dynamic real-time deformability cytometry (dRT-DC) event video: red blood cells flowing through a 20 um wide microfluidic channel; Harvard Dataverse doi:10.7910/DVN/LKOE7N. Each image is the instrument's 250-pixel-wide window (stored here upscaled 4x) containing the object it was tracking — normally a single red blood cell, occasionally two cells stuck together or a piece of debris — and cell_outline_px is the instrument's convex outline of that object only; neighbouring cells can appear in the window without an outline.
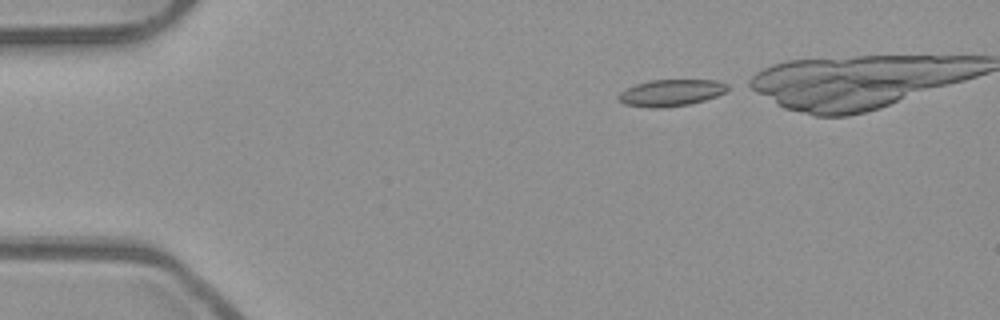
{"species": "common noctule bat (a hibernating species)", "species_latin": "Nyctalus noctula", "temperature_condition": "room temperature", "stored_images_in_passage": 34, "camera_frame_rate_fps": 3000, "um_per_image_px": 0.085, "animal": {"sex": "male", "body_mass_g": 23.1, "forearm_length_mm": 52.7}, "frame": {"image": 1, "passage_image": 1, "time_ms": 0.0, "image_size_px": [1000, 320], "cell_outline_px": [[728, 88], [724, 92], [716, 96], [704, 100], [688, 104], [660, 108], [652, 108], [624, 104], [616, 100], [616, 96], [620, 92], [636, 84], [652, 80], [716, 80], [728, 84]], "centroid_in_image_um": [57.0, 7.89], "position_along_channel_um": 28.0, "area_um2": 16.88}}
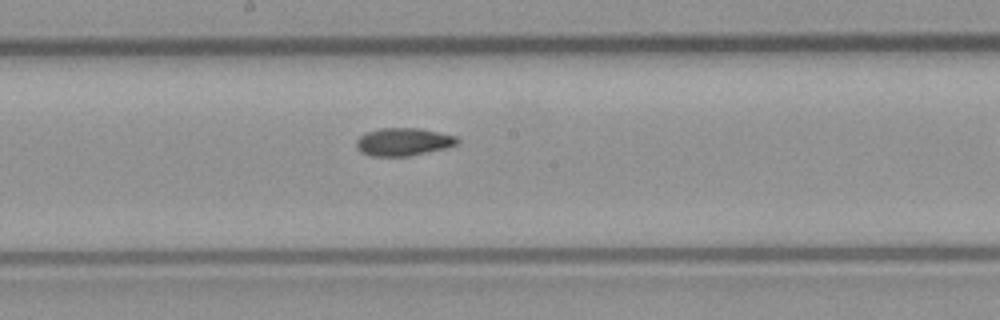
{"frame": {"image": 2, "passage_image": 20, "time_ms": 6.333, "image_size_px": [1000, 320], "cell_outline_px": [[460, 140], [456, 144], [444, 148], [408, 156], [372, 156], [360, 152], [356, 148], [356, 140], [360, 136], [368, 132], [380, 128], [416, 128], [456, 136]], "centroid_in_image_um": [34.24, 12.06], "position_along_channel_um": 214.0, "area_um2": 16.13}}
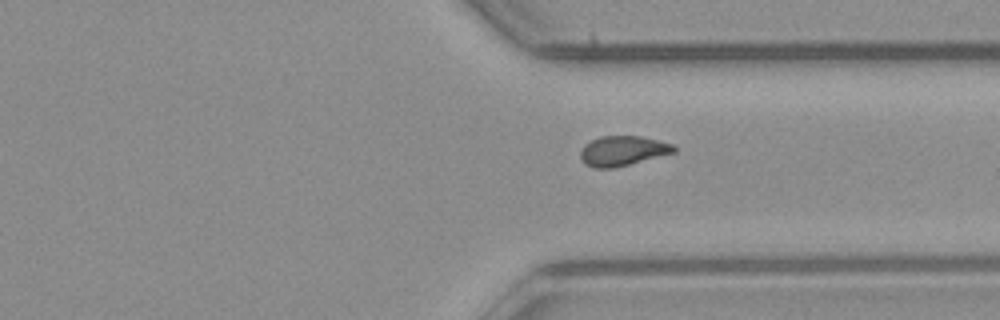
{"frame": {"image": 3, "passage_image": 31, "time_ms": 10.0, "image_size_px": [1000, 320], "cell_outline_px": [[676, 152], [612, 168], [592, 168], [584, 164], [580, 156], [580, 152], [584, 144], [600, 136], [640, 136], [672, 144], [676, 148]], "centroid_in_image_um": [52.89, 12.82], "position_along_channel_um": 358.5, "area_um2": 16.13}}